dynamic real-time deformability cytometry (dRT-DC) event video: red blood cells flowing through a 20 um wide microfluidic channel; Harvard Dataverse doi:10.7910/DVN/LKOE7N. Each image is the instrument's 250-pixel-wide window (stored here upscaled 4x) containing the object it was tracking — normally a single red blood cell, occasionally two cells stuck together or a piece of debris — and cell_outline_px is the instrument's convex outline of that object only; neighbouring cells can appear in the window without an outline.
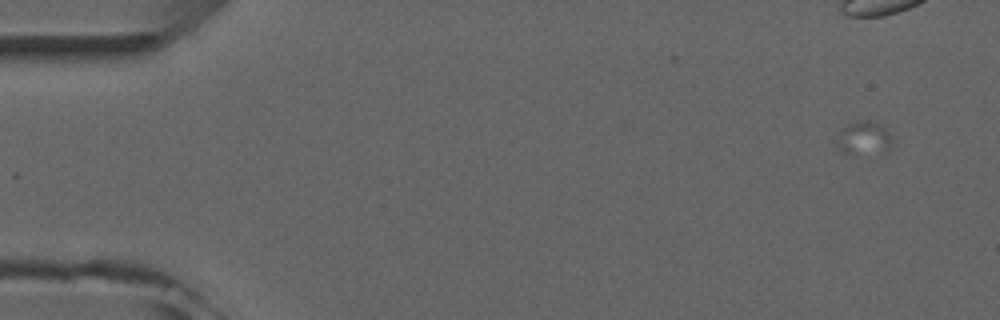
{"species": "common noctule bat (a hibernating species)", "species_latin": "Nyctalus noctula", "temperature_condition": "room temperature", "stored_images_in_passage": 10, "camera_frame_rate_fps": 3000, "um_per_image_px": 0.085, "animal": {"sex": "male", "forearm_length_mm": 52.5}, "frame": {"image": 1, "passage_image": 2, "time_ms": 1.0, "image_size_px": [1000, 320], "cell_outline_px": [[892, 144], [888, 152], [844, 152], [836, 148], [844, 128], [848, 124], [864, 120], [868, 120], [884, 128], [888, 132]], "centroid_in_image_um": [73.48, 11.74], "position_along_channel_um": 11.5, "area_um2": 10.0}}